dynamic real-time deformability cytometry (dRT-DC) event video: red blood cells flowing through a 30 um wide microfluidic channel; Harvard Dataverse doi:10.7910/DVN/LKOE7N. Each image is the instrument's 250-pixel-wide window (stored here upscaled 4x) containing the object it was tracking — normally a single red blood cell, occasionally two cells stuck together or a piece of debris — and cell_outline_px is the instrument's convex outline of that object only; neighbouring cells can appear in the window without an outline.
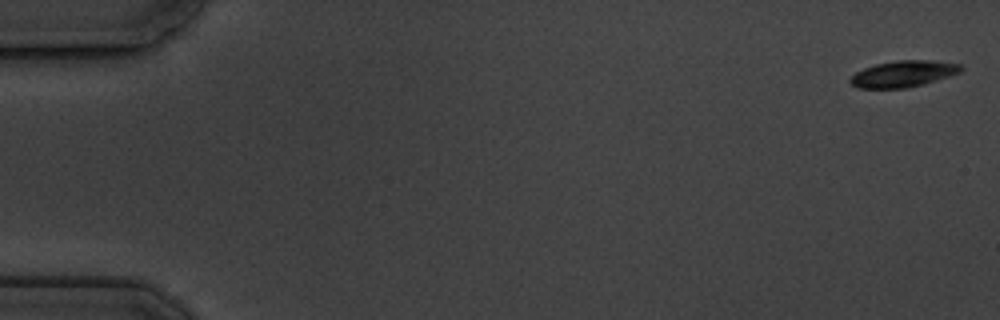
{"species": "common noctule bat (a hibernating species)", "species_latin": "Nyctalus noctula", "temperature_condition": "cold", "stored_images_in_passage": 5, "camera_frame_rate_fps": 3000, "um_per_image_px": 0.085, "animal": {"sex": "male", "body_mass_g": 19.5, "forearm_length_mm": 54.6}, "frame": {"image": 1, "passage_image": 1, "time_ms": 0.0, "image_size_px": [1000, 320], "cell_outline_px": [[964, 68], [960, 72], [924, 84], [904, 88], [856, 88], [848, 80], [856, 72], [864, 68], [876, 64], [900, 60], [932, 60], [960, 64]], "centroid_in_image_um": [76.77, 6.27], "position_along_channel_um": 8.2, "area_um2": 16.88}}
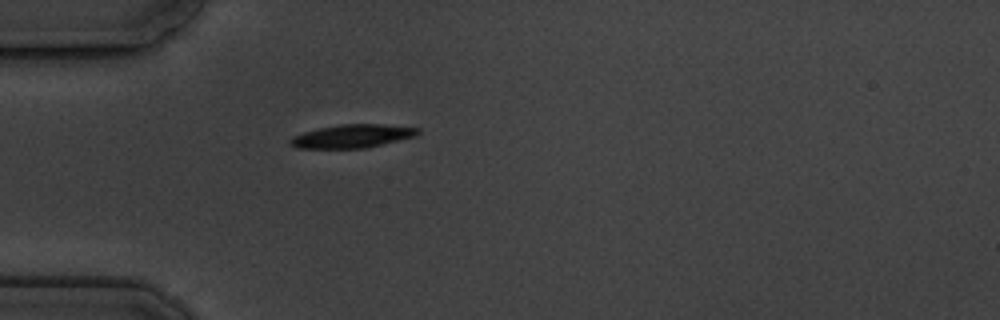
{"frame": {"image": 2, "passage_image": 5, "time_ms": 5.333, "image_size_px": [1000, 320], "cell_outline_px": [[420, 132], [416, 136], [364, 148], [296, 148], [288, 144], [288, 140], [292, 136], [304, 132], [320, 128], [344, 124], [384, 124], [420, 128]], "centroid_in_image_um": [29.92, 11.57], "position_along_channel_um": 55.1, "area_um2": 17.28}}